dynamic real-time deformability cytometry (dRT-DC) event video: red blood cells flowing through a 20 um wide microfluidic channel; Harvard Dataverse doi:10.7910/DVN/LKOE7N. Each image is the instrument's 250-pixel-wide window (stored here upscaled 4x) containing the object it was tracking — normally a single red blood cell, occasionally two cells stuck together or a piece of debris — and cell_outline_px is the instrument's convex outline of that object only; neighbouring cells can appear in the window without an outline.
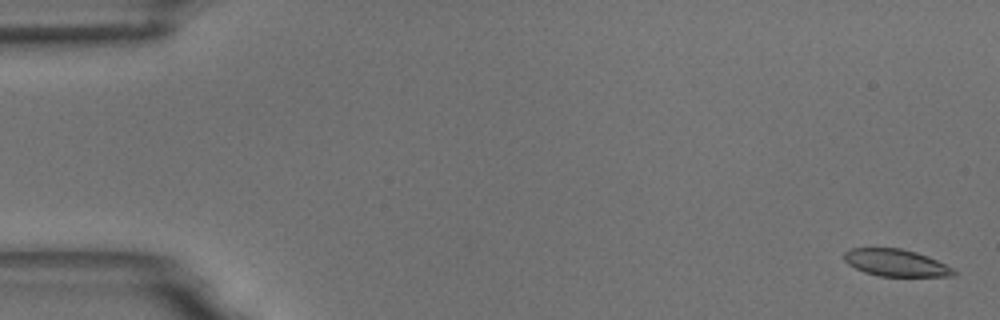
{"species": "common noctule bat (a hibernating species)", "species_latin": "Nyctalus noctula", "temperature_condition": "room temperature", "stored_images_in_passage": 17, "camera_frame_rate_fps": 3000, "um_per_image_px": 0.085, "animal": {"sex": "male", "body_mass_g": 18.8}, "frame": {"image": 1, "passage_image": 2, "time_ms": 0.333, "image_size_px": [1000, 320], "cell_outline_px": [[956, 272], [952, 276], [880, 276], [864, 272], [848, 264], [844, 260], [844, 252], [852, 248], [900, 248], [916, 252], [928, 256], [952, 268]], "centroid_in_image_um": [76.12, 22.33], "position_along_channel_um": 8.9, "area_um2": 17.11}}
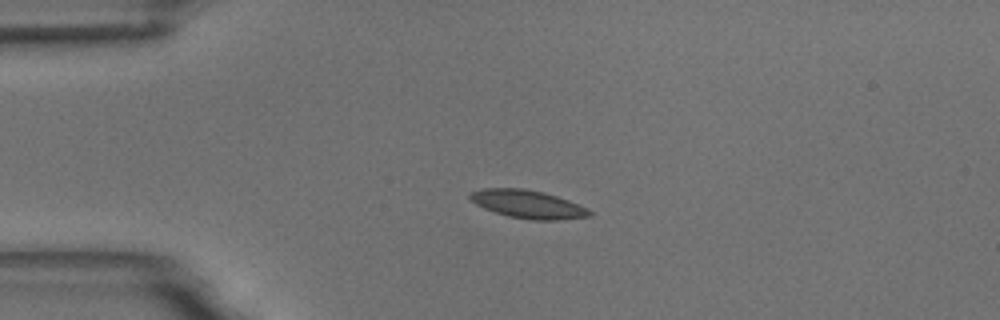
{"frame": {"image": 2, "passage_image": 14, "time_ms": 4.333, "image_size_px": [1000, 320], "cell_outline_px": [[592, 216], [556, 220], [532, 220], [508, 216], [484, 208], [476, 204], [468, 196], [468, 192], [484, 188], [524, 188], [544, 192], [568, 200], [588, 208], [592, 212]], "centroid_in_image_um": [44.87, 17.35], "position_along_channel_um": 40.1, "area_um2": 19.59}}